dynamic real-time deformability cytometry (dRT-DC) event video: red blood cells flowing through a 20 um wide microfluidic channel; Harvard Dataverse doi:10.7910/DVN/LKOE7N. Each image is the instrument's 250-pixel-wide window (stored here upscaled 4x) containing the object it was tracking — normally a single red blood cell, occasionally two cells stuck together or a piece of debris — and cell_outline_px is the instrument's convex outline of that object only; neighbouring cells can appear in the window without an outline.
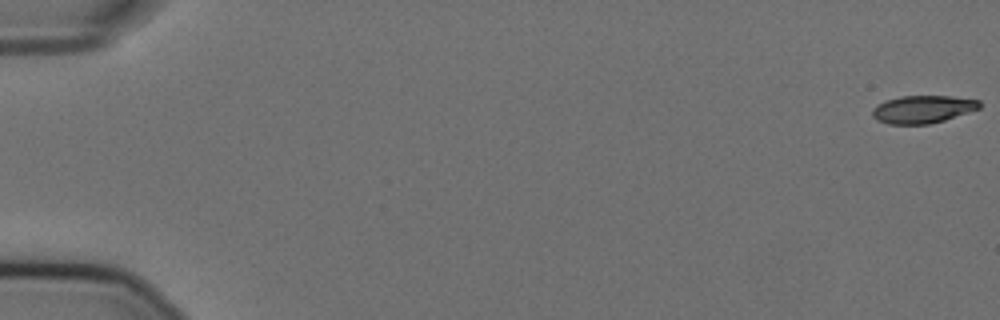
{"species": "Egyptian fruit bat (a non-hibernating species)", "species_latin": "Rousettus aegyptiacus", "temperature_condition": "cold", "stored_images_in_passage": 5, "camera_frame_rate_fps": 3000, "um_per_image_px": 0.085, "animal": {"sex": "female"}, "frame": {"image": 1, "passage_image": 1, "time_ms": 0.0, "image_size_px": [1000, 320], "cell_outline_px": [[980, 108], [944, 120], [928, 124], [888, 124], [876, 120], [872, 116], [872, 108], [876, 104], [884, 100], [900, 96], [952, 96], [980, 100]], "centroid_in_image_um": [78.38, 9.28], "position_along_channel_um": 6.6, "area_um2": 17.4}}